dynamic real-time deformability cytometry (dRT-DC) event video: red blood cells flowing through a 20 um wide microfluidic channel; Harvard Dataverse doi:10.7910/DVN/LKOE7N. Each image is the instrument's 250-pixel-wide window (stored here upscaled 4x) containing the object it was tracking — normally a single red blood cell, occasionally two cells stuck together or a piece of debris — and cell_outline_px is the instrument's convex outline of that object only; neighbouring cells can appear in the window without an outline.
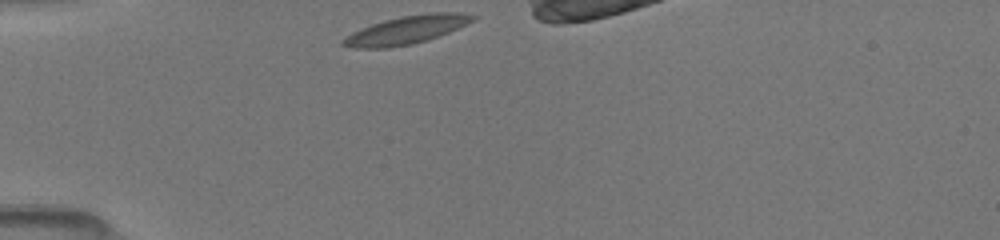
{"species": "common noctule bat (a hibernating species)", "species_latin": "Nyctalus noctula", "temperature_condition": "room temperature", "stored_images_in_passage": 8, "camera_frame_rate_fps": 3000, "um_per_image_px": 0.085, "animal": {"sex": "female", "body_mass_g": 19.5, "forearm_length_mm": 54.1}, "frame": {"image": 1, "passage_image": 1, "time_ms": 0.0, "image_size_px": [1000, 240], "cell_outline_px": [[476, 16], [472, 20], [448, 32], [412, 44], [388, 48], [352, 48], [340, 44], [340, 40], [344, 36], [360, 28], [384, 20], [400, 16], [436, 12], [460, 12]], "centroid_in_image_um": [34.43, 2.55], "position_along_channel_um": 50.6, "area_um2": 20.98}}
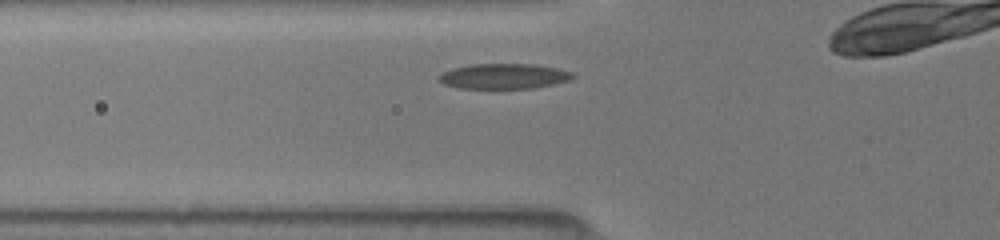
{"frame": {"image": 2, "passage_image": 5, "time_ms": 1.333, "image_size_px": [1000, 240], "cell_outline_px": [[576, 76], [568, 80], [552, 84], [532, 88], [460, 88], [444, 84], [440, 80], [440, 76], [444, 72], [452, 68], [472, 64], [536, 64], [576, 72]], "centroid_in_image_um": [42.88, 6.47], "position_along_channel_um": 82.9, "area_um2": 19.54}}
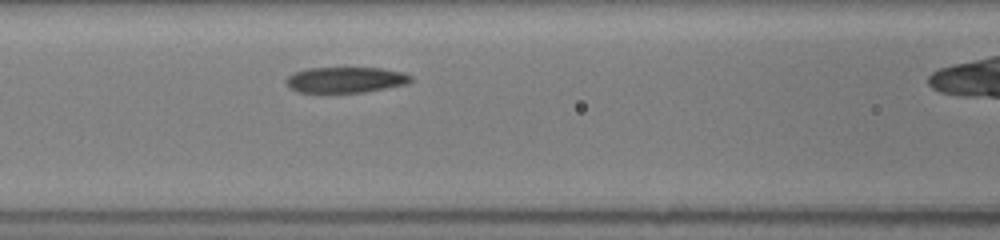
{"frame": {"image": 3, "passage_image": 7, "time_ms": 2.667, "image_size_px": [1000, 240], "cell_outline_px": [[412, 80], [408, 84], [388, 88], [364, 92], [320, 96], [296, 92], [288, 88], [284, 80], [292, 72], [308, 68], [384, 68], [404, 72], [412, 76]], "centroid_in_image_um": [29.29, 6.84], "position_along_channel_um": 137.3, "area_um2": 20.0}}